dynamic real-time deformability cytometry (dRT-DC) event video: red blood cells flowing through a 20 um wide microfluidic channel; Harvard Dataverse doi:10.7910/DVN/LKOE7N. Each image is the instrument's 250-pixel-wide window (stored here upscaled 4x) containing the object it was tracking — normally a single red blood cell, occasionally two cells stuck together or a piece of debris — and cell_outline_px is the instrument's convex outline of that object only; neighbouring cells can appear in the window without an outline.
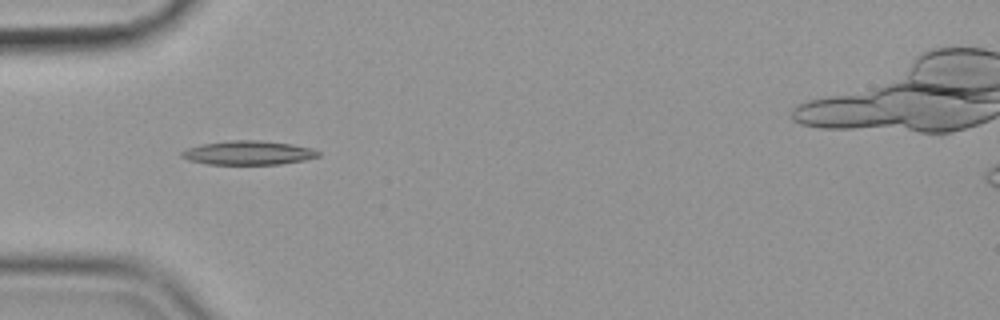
{"species": "common noctule bat (a hibernating species)", "species_latin": "Nyctalus noctula", "temperature_condition": "cold", "stored_images_in_passage": 39, "camera_frame_rate_fps": 3000, "um_per_image_px": 0.085, "animal": {"sex": "female", "body_mass_g": 19.9}, "frame": {"image": 1, "passage_image": 1, "time_ms": 0.0, "image_size_px": [1000, 320], "cell_outline_px": [[320, 156], [304, 160], [280, 164], [208, 164], [188, 160], [180, 156], [180, 152], [188, 148], [200, 144], [228, 140], [260, 140], [292, 144], [312, 148], [320, 152]], "centroid_in_image_um": [21.09, 12.98], "position_along_channel_um": 63.9, "area_um2": 19.19}}
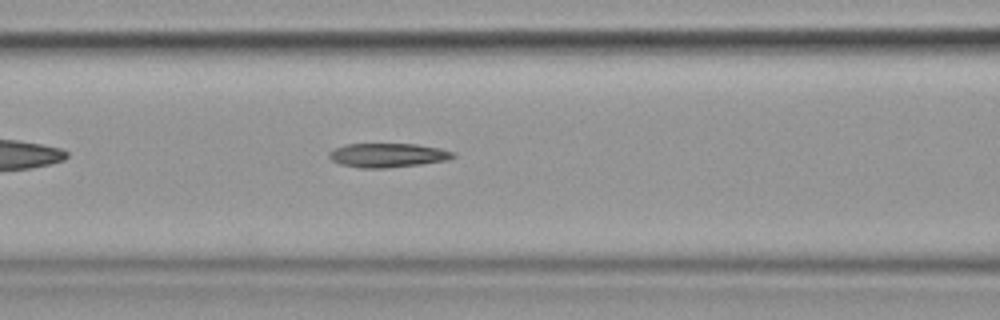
{"frame": {"image": 2, "passage_image": 7, "time_ms": 2.0, "image_size_px": [1000, 320], "cell_outline_px": [[456, 156], [448, 160], [420, 164], [388, 168], [360, 168], [340, 164], [332, 160], [328, 156], [328, 152], [336, 148], [348, 144], [416, 144], [440, 148], [456, 152]], "centroid_in_image_um": [32.99, 13.2], "position_along_channel_um": 133.6, "area_um2": 17.46}}
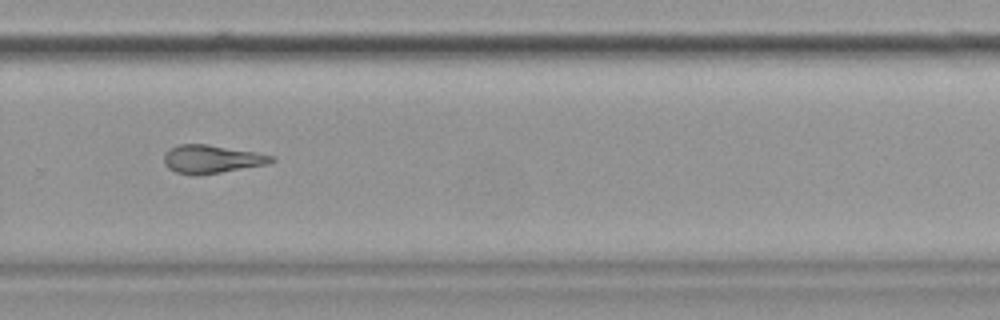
{"frame": {"image": 3, "passage_image": 22, "time_ms": 7.0, "image_size_px": [1000, 320], "cell_outline_px": [[276, 160], [264, 164], [220, 172], [196, 176], [176, 172], [168, 168], [164, 164], [164, 152], [180, 144], [208, 144], [256, 152], [276, 156]], "centroid_in_image_um": [17.96, 13.52], "position_along_channel_um": 311.8, "area_um2": 17.57}, "authors_computed_cell_mechanics": {"area_um2": 17.8024, "velocity_mm_per_s": 3.5679, "shape_relaxation_time_tau1_ms": null, "shape_relaxation_time_tau2_ms": 8.0676, "deformation_change_tau1": null, "deformation_change_tau2": 0.2039}}